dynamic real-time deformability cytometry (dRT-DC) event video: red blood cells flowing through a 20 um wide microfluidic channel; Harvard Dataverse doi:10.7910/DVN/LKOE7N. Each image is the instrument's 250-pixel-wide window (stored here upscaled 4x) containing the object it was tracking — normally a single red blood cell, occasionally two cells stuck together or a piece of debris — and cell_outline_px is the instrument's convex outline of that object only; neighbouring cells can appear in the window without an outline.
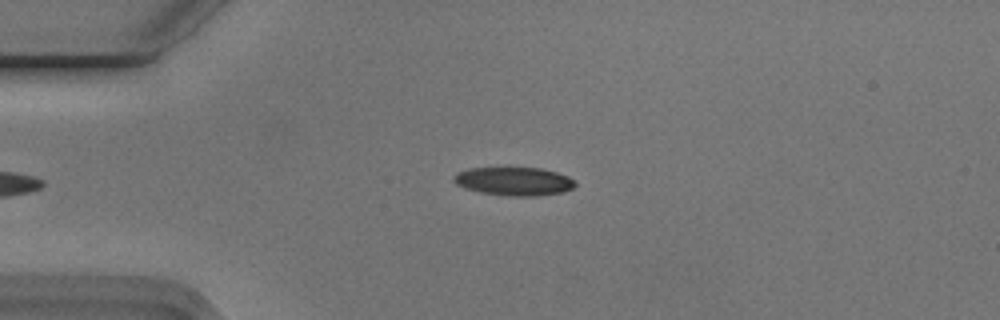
{"species": "Egyptian fruit bat (a non-hibernating species)", "species_latin": "Rousettus aegyptiacus", "temperature_condition": "cold", "stored_images_in_passage": 16, "camera_frame_rate_fps": 3000, "um_per_image_px": 0.085, "animal": {"sex": "male"}, "frame": {"image": 1, "passage_image": 5, "time_ms": 1.333, "image_size_px": [1000, 320], "cell_outline_px": [[576, 184], [572, 188], [564, 192], [536, 196], [512, 196], [480, 192], [464, 188], [456, 184], [452, 180], [452, 176], [456, 172], [468, 168], [508, 164], [540, 168], [556, 172], [568, 176], [576, 180]], "centroid_in_image_um": [43.64, 15.35], "position_along_channel_um": 41.4, "area_um2": 21.27}}
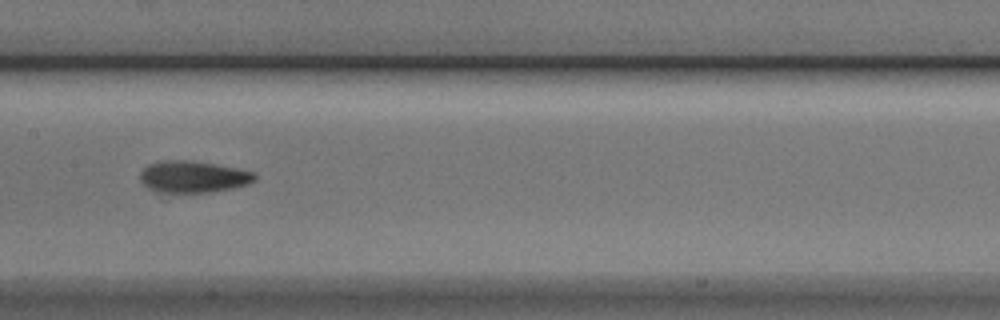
{"frame": {"image": 2, "passage_image": 9, "time_ms": 2.667, "image_size_px": [1000, 320], "cell_outline_px": [[256, 180], [248, 184], [232, 188], [208, 192], [156, 192], [148, 188], [140, 180], [140, 172], [148, 164], [160, 160], [192, 160], [216, 164], [256, 172]], "centroid_in_image_um": [16.41, 15.01], "position_along_channel_um": 191.0, "area_um2": 21.33}}
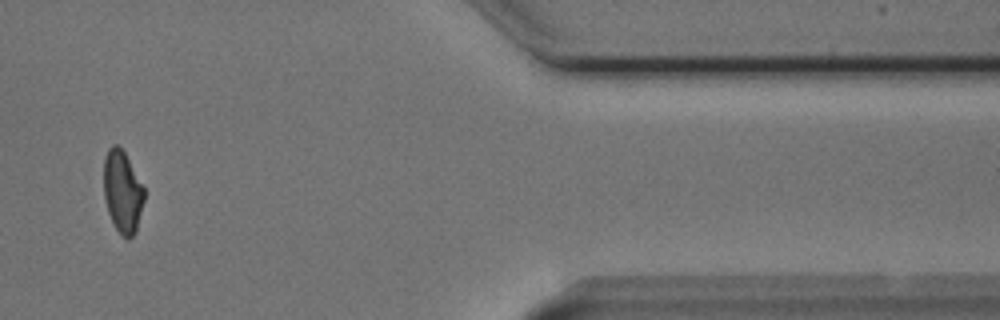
{"frame": {"image": 3, "passage_image": 14, "time_ms": 4.333, "image_size_px": [1000, 320], "cell_outline_px": [[144, 200], [136, 232], [128, 240], [120, 236], [108, 212], [104, 196], [104, 156], [108, 148], [112, 144], [116, 144], [124, 152], [144, 188]], "centroid_in_image_um": [10.4, 16.32], "position_along_channel_um": 401.0, "area_um2": 19.31}}